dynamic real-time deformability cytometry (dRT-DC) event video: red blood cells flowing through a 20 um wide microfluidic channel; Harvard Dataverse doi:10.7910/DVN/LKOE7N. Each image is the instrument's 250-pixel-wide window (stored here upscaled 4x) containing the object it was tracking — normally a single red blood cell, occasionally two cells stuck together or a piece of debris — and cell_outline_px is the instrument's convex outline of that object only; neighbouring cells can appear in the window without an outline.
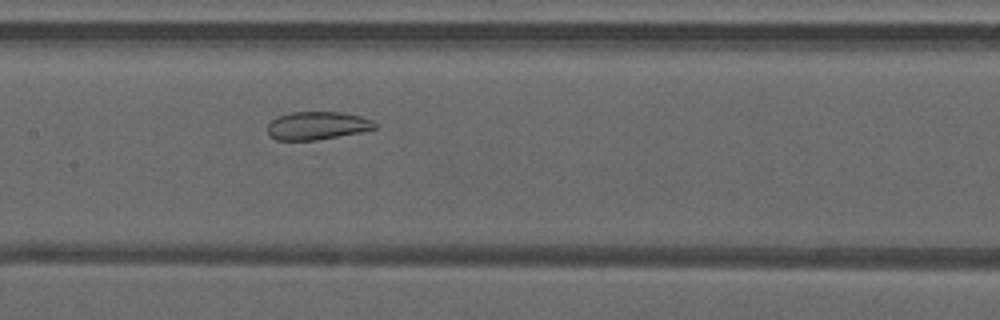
{"species": "common noctule bat (a hibernating species)", "species_latin": "Nyctalus noctula", "temperature_condition": "warm", "stored_images_in_passage": 28, "camera_frame_rate_fps": 3000, "um_per_image_px": 0.085, "animal": {"sex": "male", "forearm_length_mm": 52.5}, "frame": {"image": 1, "passage_image": 11, "time_ms": 3.333, "image_size_px": [1000, 320], "cell_outline_px": [[376, 128], [360, 132], [316, 140], [276, 140], [268, 136], [268, 124], [276, 116], [292, 112], [340, 112], [360, 116], [372, 120], [376, 124]], "centroid_in_image_um": [26.92, 10.68], "position_along_channel_um": 180.5, "area_um2": 17.51}}
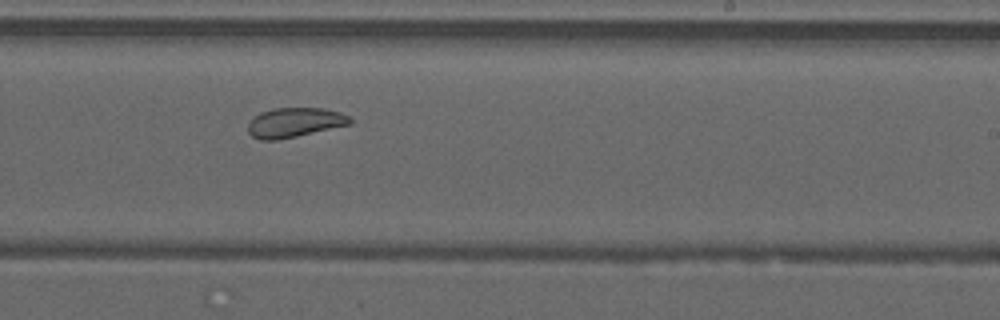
{"frame": {"image": 2, "passage_image": 17, "time_ms": 5.333, "image_size_px": [1000, 320], "cell_outline_px": [[352, 124], [296, 136], [276, 140], [260, 140], [252, 136], [248, 132], [248, 124], [260, 112], [272, 108], [324, 108], [340, 112], [348, 116], [352, 120]], "centroid_in_image_um": [25.05, 10.41], "position_along_channel_um": 264.0, "area_um2": 17.51}}
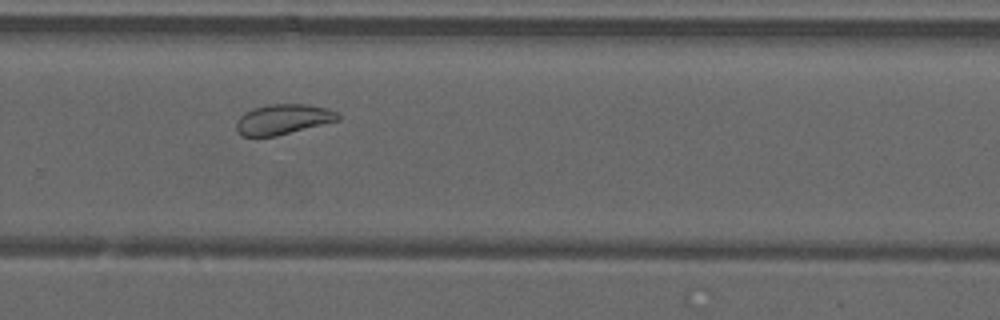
{"frame": {"image": 3, "passage_image": 20, "time_ms": 6.333, "image_size_px": [1000, 320], "cell_outline_px": [[340, 120], [276, 136], [256, 140], [244, 136], [236, 132], [236, 120], [244, 112], [252, 108], [268, 104], [308, 104], [328, 108], [336, 112], [340, 116]], "centroid_in_image_um": [23.99, 10.17], "position_along_channel_um": 305.8, "area_um2": 18.5}, "authors_computed_cell_mechanics": {"area_um2": 18.4671, "velocity_mm_per_s": 4.192, "shape_relaxation_time_tau1_ms": null, "shape_relaxation_time_tau2_ms": 1.4427, "deformation_change_tau1": null, "deformation_change_tau2": 0.0712}}